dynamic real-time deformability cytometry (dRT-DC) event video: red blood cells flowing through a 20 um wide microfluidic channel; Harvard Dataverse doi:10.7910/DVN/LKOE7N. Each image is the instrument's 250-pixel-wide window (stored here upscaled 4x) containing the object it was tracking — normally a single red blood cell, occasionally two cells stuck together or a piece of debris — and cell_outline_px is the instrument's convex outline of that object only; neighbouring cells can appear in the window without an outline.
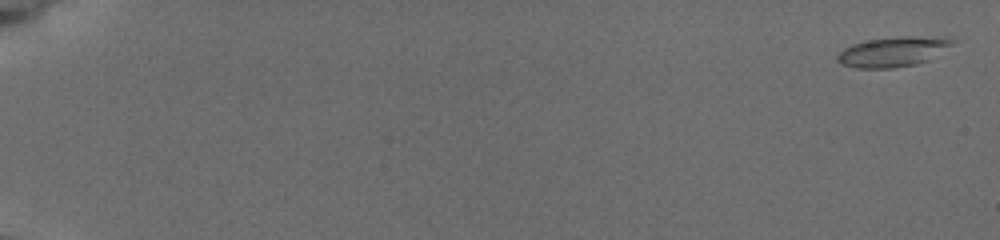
{"species": "common noctule bat (a hibernating species)", "species_latin": "Nyctalus noctula", "temperature_condition": "cold", "stored_images_in_passage": 7, "camera_frame_rate_fps": 3000, "um_per_image_px": 0.085, "animal": {"sex": "female", "body_mass_g": 19.5, "forearm_length_mm": 54.1}, "frame": {"image": 1, "passage_image": 1, "time_ms": 0.0, "image_size_px": [1000, 240], "cell_outline_px": [[960, 40], [928, 60], [916, 64], [892, 68], [856, 68], [840, 64], [836, 60], [836, 56], [844, 48], [852, 44], [868, 40], [904, 36], [912, 36]], "centroid_in_image_um": [75.86, 4.41], "position_along_channel_um": 9.1, "area_um2": 19.83}}